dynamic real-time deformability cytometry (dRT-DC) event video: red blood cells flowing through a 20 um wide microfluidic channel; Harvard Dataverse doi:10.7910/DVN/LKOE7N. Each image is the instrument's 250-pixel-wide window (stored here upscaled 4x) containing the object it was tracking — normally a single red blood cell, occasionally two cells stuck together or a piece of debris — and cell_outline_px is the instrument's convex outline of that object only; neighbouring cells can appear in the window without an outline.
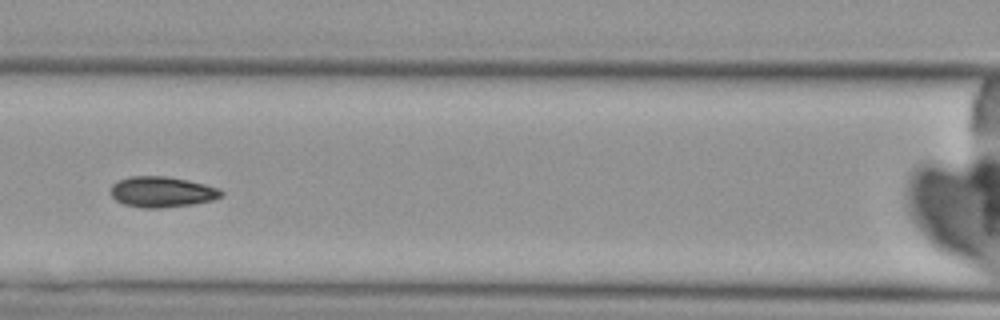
{"species": "Egyptian fruit bat (a non-hibernating species)", "species_latin": "Rousettus aegyptiacus", "temperature_condition": "cold", "stored_images_in_passage": 7, "camera_frame_rate_fps": 3000, "um_per_image_px": 0.085, "animal": {"sex": "female"}, "frame": {"image": 1, "passage_image": 4, "time_ms": 3.667, "image_size_px": [1000, 320], "cell_outline_px": [[224, 192], [220, 196], [212, 200], [192, 204], [160, 208], [144, 208], [124, 204], [116, 200], [112, 196], [112, 184], [120, 180], [132, 176], [168, 176], [188, 180], [220, 188]], "centroid_in_image_um": [13.78, 16.31], "position_along_channel_um": 152.8, "area_um2": 19.59}}
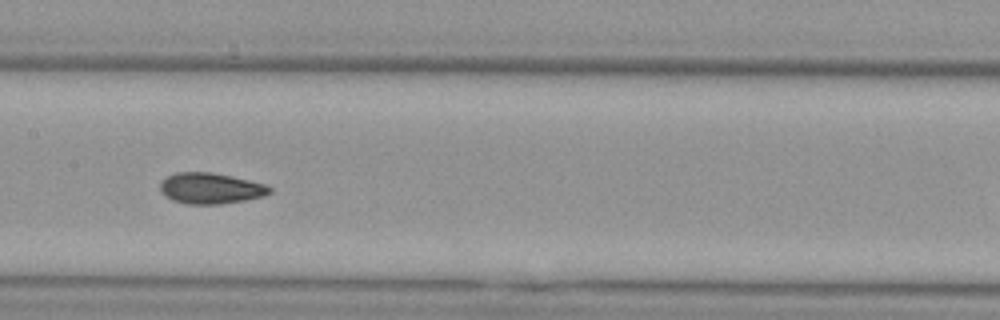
{"frame": {"image": 2, "passage_image": 5, "time_ms": 4.667, "image_size_px": [1000, 320], "cell_outline_px": [[272, 192], [264, 196], [244, 200], [220, 204], [188, 204], [172, 200], [164, 196], [160, 192], [160, 180], [176, 172], [212, 172], [232, 176], [264, 184], [272, 188]], "centroid_in_image_um": [17.87, 16.0], "position_along_channel_um": 189.5, "area_um2": 19.83}}